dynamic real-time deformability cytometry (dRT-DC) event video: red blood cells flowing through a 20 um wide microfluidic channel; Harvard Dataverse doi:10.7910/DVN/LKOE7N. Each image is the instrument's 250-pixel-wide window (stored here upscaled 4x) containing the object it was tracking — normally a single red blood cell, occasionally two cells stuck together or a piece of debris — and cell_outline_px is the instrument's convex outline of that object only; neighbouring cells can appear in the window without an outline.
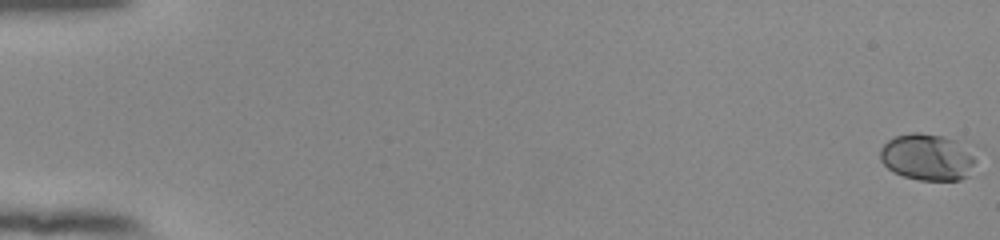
{"species": "human", "species_latin": "Homo sapiens", "temperature_condition": "room temperature", "stored_images_in_passage": 56, "camera_frame_rate_fps": 3000, "um_per_image_px": 0.085, "donor": {"sex": "female"}, "frame": {"image": 1, "passage_image": 1, "time_ms": 0.0, "image_size_px": [1000, 240], "cell_outline_px": [[980, 168], [976, 172], [960, 180], [920, 180], [904, 176], [892, 172], [880, 160], [880, 148], [888, 140], [896, 136], [912, 132], [920, 132], [944, 136], [956, 140], [976, 152]], "centroid_in_image_um": [78.95, 13.36], "position_along_channel_um": 6.1, "area_um2": 26.99}}
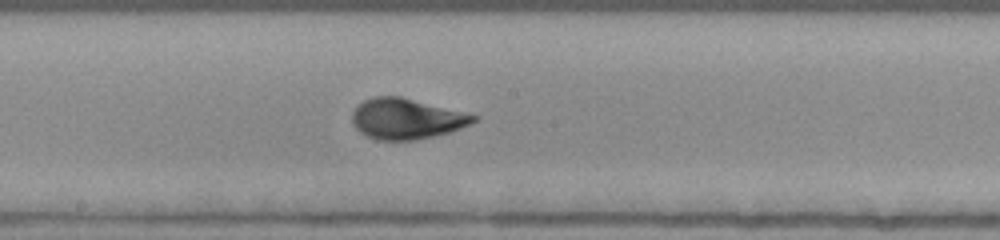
{"frame": {"image": 2, "passage_image": 32, "time_ms": 10.333, "image_size_px": [1000, 240], "cell_outline_px": [[480, 116], [476, 120], [460, 128], [448, 132], [416, 140], [376, 140], [360, 132], [352, 124], [352, 112], [356, 104], [372, 96], [400, 96]], "centroid_in_image_um": [34.49, 10.08], "position_along_channel_um": 213.7, "area_um2": 28.67}}
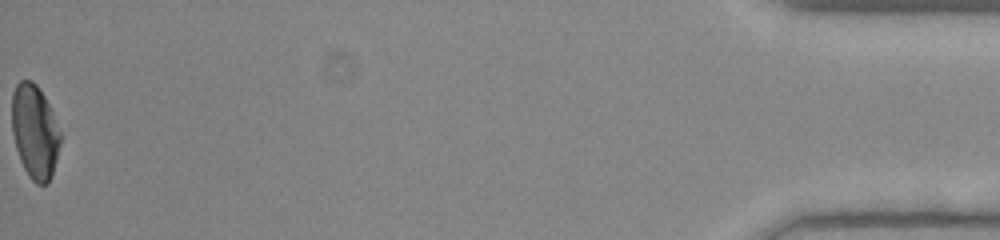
{"frame": {"image": 3, "passage_image": 56, "time_ms": 18.333, "image_size_px": [1000, 240], "cell_outline_px": [[60, 144], [52, 176], [48, 184], [36, 184], [28, 176], [20, 160], [16, 148], [12, 132], [12, 92], [16, 84], [20, 80], [32, 80], [36, 84], [44, 96], [48, 104], [60, 132]], "centroid_in_image_um": [2.94, 11.2], "position_along_channel_um": 432.3, "area_um2": 26.47}, "authors_computed_cell_mechanics": {"area_um2": 27.2527, "velocity_mm_per_s": 3.8827, "shape_relaxation_time_tau1_ms": 3.7824, "shape_relaxation_time_tau2_ms": 0.5798, "deformation_change_tau1": 0.1485, "deformation_change_tau2": 0.0494}}